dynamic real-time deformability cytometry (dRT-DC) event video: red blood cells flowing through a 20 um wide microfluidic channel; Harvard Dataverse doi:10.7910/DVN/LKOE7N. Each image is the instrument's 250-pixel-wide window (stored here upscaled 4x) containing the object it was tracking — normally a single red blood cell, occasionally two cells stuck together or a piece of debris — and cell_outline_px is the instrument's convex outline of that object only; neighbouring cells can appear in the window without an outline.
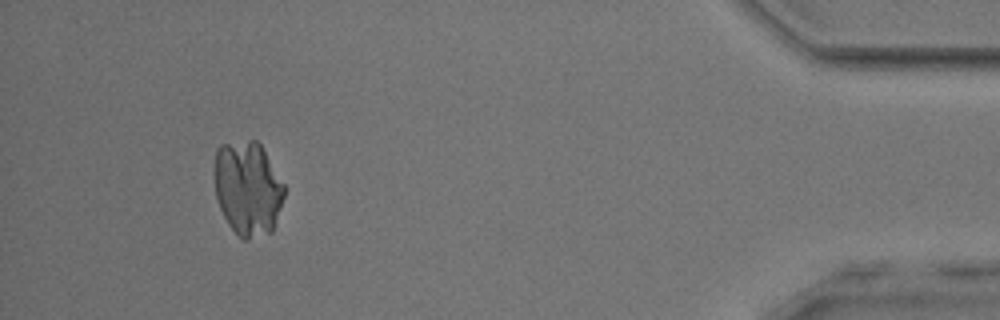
{"species": "common noctule bat (a hibernating species)", "species_latin": "Nyctalus noctula", "temperature_condition": "room temperature", "stored_images_in_passage": 52, "camera_frame_rate_fps": 3000, "um_per_image_px": 0.085, "animal": {"sex": "male", "body_mass_g": 17.9, "forearm_length_mm": 54.2}, "frame": {"image": 1, "passage_image": 49, "time_ms": 16.0, "image_size_px": [1000, 320], "cell_outline_px": [[284, 196], [272, 232], [248, 240], [244, 240], [228, 224], [220, 208], [216, 196], [216, 148], [220, 144], [248, 140], [256, 140], [260, 144], [284, 184]], "centroid_in_image_um": [21.07, 16.01], "position_along_channel_um": 414.1, "area_um2": 37.97}}